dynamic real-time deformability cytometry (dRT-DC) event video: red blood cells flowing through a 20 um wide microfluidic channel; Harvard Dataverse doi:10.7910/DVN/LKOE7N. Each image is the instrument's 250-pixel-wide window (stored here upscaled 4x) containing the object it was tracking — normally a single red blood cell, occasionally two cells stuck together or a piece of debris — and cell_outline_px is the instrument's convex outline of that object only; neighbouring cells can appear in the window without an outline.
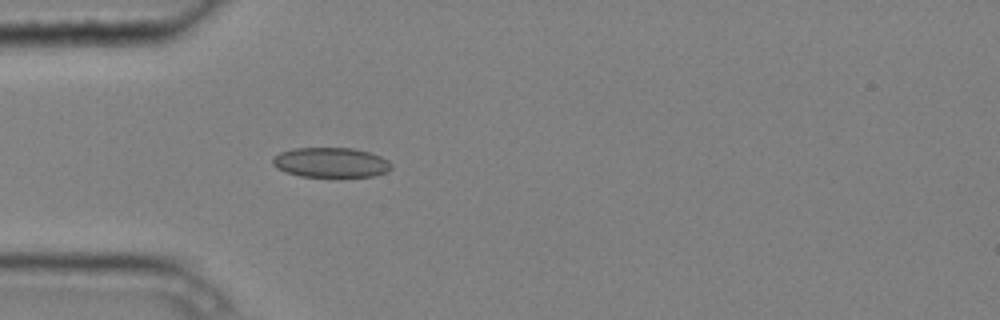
{"species": "common noctule bat (a hibernating species)", "species_latin": "Nyctalus noctula", "temperature_condition": "cold", "stored_images_in_passage": 5, "camera_frame_rate_fps": 3000, "um_per_image_px": 0.085, "animal": {"sex": "male", "body_mass_g": 20.4}, "frame": {"image": 1, "passage_image": 5, "time_ms": 1.333, "image_size_px": [1000, 320], "cell_outline_px": [[392, 168], [388, 172], [372, 176], [300, 176], [276, 168], [272, 164], [272, 156], [280, 152], [292, 148], [352, 148], [368, 152], [380, 156], [388, 160], [392, 164]], "centroid_in_image_um": [28.11, 13.8], "position_along_channel_um": 56.9, "area_um2": 20.63}}